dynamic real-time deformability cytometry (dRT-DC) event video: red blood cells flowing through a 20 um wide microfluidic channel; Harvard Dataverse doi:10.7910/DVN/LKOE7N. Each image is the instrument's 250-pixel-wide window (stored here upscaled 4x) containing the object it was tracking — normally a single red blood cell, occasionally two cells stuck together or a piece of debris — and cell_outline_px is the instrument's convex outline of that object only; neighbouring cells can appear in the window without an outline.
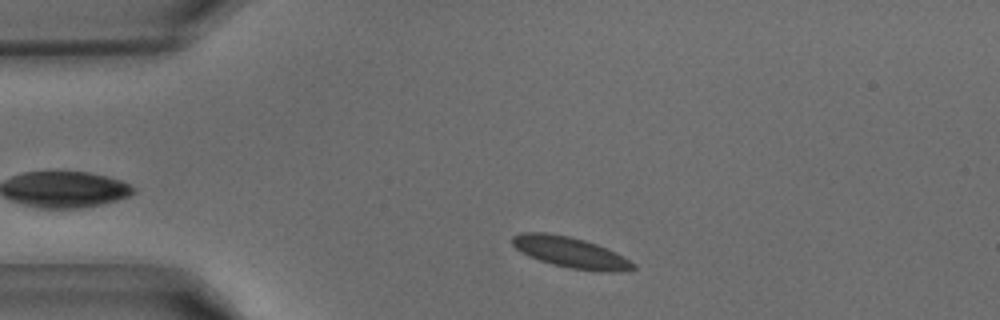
{"species": "common noctule bat (a hibernating species)", "species_latin": "Nyctalus noctula", "temperature_condition": "warm", "stored_images_in_passage": 30, "camera_frame_rate_fps": 3000, "um_per_image_px": 0.085, "animal": {"sex": "male", "body_mass_g": 15.6}, "frame": {"image": 1, "passage_image": 3, "time_ms": 0.667, "image_size_px": [1000, 320], "cell_outline_px": [[636, 268], [620, 272], [604, 272], [572, 268], [552, 264], [540, 260], [520, 252], [512, 244], [512, 236], [520, 232], [548, 232], [568, 236], [584, 240], [596, 244], [636, 264]], "centroid_in_image_um": [48.44, 21.44], "position_along_channel_um": 36.6, "area_um2": 21.39}}
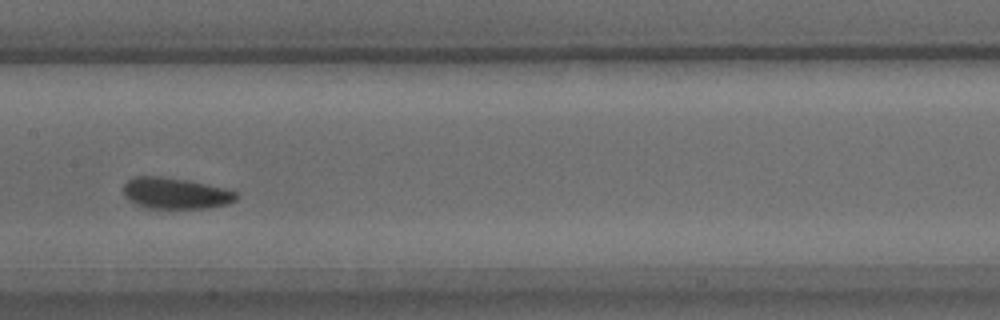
{"frame": {"image": 2, "passage_image": 15, "time_ms": 4.667, "image_size_px": [1000, 320], "cell_outline_px": [[236, 200], [228, 204], [208, 208], [148, 208], [136, 204], [124, 196], [124, 184], [128, 180], [136, 176], [160, 176], [188, 180], [224, 188], [236, 192]], "centroid_in_image_um": [14.91, 16.43], "position_along_channel_um": 192.5, "area_um2": 20.4}}
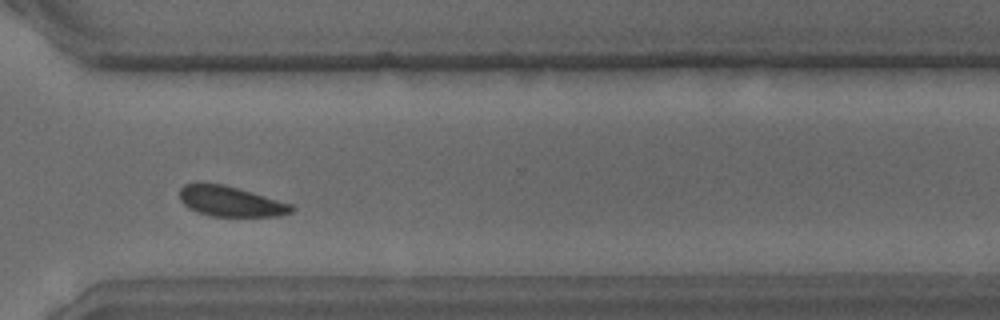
{"frame": {"image": 3, "passage_image": 25, "time_ms": 8.0, "image_size_px": [1000, 320], "cell_outline_px": [[296, 208], [292, 212], [280, 216], [212, 216], [188, 208], [180, 200], [180, 188], [184, 184], [224, 184], [292, 204]], "centroid_in_image_um": [19.63, 17.13], "position_along_channel_um": 351.0, "area_um2": 19.48}}